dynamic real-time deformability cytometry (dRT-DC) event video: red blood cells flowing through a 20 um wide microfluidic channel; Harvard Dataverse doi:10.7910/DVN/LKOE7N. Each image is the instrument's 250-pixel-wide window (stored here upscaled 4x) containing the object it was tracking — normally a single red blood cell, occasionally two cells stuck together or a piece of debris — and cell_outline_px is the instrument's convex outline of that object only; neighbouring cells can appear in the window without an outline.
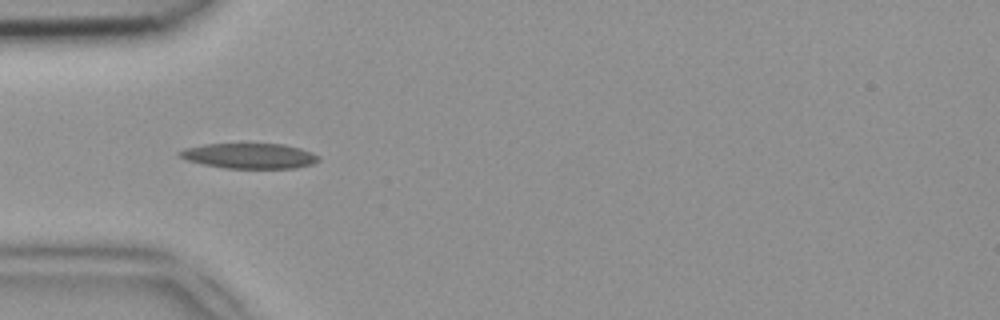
{"species": "common noctule bat (a hibernating species)", "species_latin": "Nyctalus noctula", "temperature_condition": "room temperature", "stored_images_in_passage": 36, "camera_frame_rate_fps": 3000, "um_per_image_px": 0.085, "animal": {"sex": "female", "body_mass_g": 18.4}, "frame": {"image": 1, "passage_image": 2, "time_ms": 0.333, "image_size_px": [1000, 320], "cell_outline_px": [[320, 160], [312, 164], [296, 168], [228, 168], [204, 164], [188, 160], [180, 156], [176, 152], [184, 148], [204, 144], [284, 144], [300, 148], [312, 152], [320, 156]], "centroid_in_image_um": [21.23, 13.24], "position_along_channel_um": 63.8, "area_um2": 20.4}}
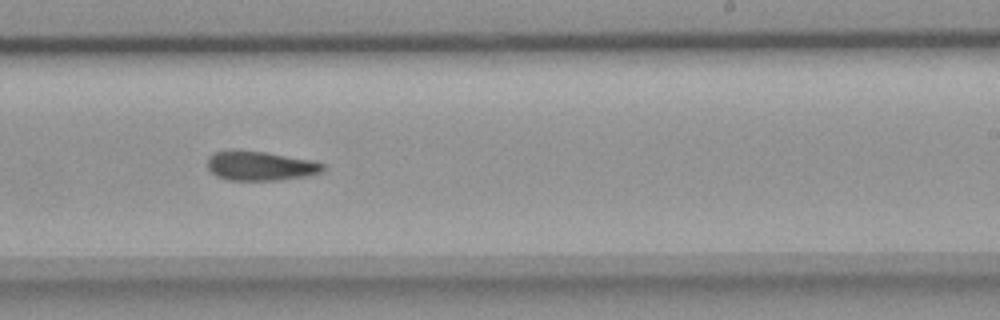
{"frame": {"image": 2, "passage_image": 17, "time_ms": 5.333, "image_size_px": [1000, 320], "cell_outline_px": [[328, 168], [324, 172], [308, 176], [276, 180], [228, 180], [216, 176], [208, 168], [208, 156], [216, 152], [232, 148], [264, 152], [312, 160], [324, 164]], "centroid_in_image_um": [22.14, 14.09], "position_along_channel_um": 266.9, "area_um2": 20.11}}
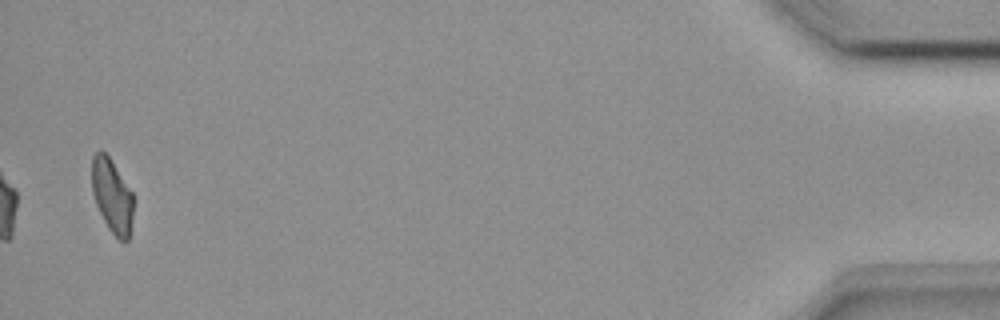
{"frame": {"image": 3, "passage_image": 35, "time_ms": 11.333, "image_size_px": [1000, 320], "cell_outline_px": [[136, 200], [128, 240], [124, 244], [108, 228], [96, 204], [92, 192], [92, 156], [100, 148], [108, 156], [132, 192]], "centroid_in_image_um": [9.55, 16.66], "position_along_channel_um": 425.6, "area_um2": 18.03}}